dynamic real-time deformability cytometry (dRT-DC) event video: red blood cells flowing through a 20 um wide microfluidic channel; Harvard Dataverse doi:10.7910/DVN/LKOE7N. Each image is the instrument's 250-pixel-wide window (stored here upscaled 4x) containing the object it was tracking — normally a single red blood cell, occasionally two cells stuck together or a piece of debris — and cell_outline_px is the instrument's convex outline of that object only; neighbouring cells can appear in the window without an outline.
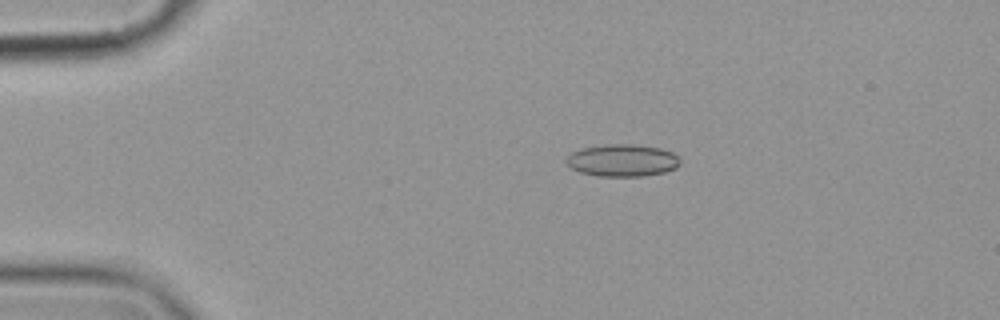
{"species": "common noctule bat (a hibernating species)", "species_latin": "Nyctalus noctula", "temperature_condition": "cold", "stored_images_in_passage": 57, "camera_frame_rate_fps": 3000, "um_per_image_px": 0.085, "animal": {"sex": "female", "body_mass_g": 19.9}, "frame": {"image": 1, "passage_image": 12, "time_ms": 3.667, "image_size_px": [1000, 320], "cell_outline_px": [[680, 164], [676, 168], [664, 172], [644, 176], [596, 176], [580, 172], [572, 168], [564, 160], [572, 152], [580, 148], [604, 144], [632, 144], [660, 148], [672, 152], [680, 160]], "centroid_in_image_um": [52.88, 13.63], "position_along_channel_um": 32.1, "area_um2": 21.44}}
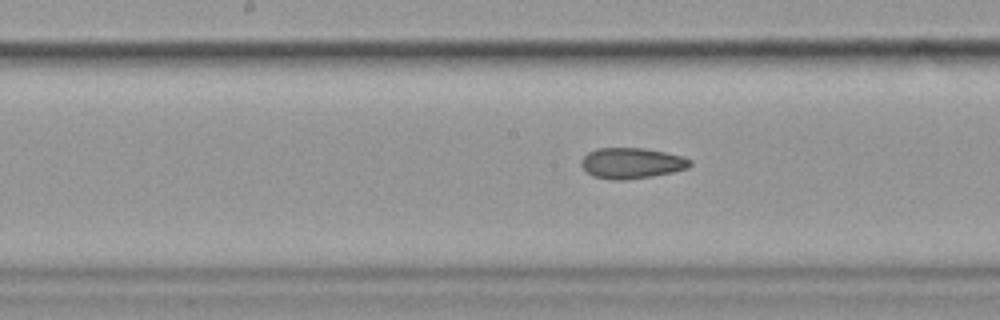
{"frame": {"image": 2, "passage_image": 30, "time_ms": 9.667, "image_size_px": [1000, 320], "cell_outline_px": [[692, 164], [688, 168], [672, 172], [652, 176], [624, 180], [612, 180], [592, 176], [580, 164], [580, 160], [588, 152], [596, 148], [644, 148], [684, 156], [692, 160]], "centroid_in_image_um": [53.69, 13.86], "position_along_channel_um": 194.5, "area_um2": 19.59}}
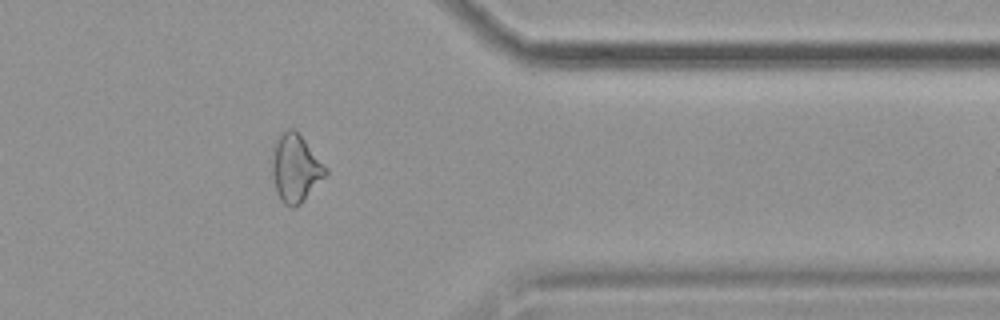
{"frame": {"image": 3, "passage_image": 47, "time_ms": 15.333, "image_size_px": [1000, 320], "cell_outline_px": [[328, 172], [300, 204], [296, 208], [292, 208], [284, 204], [280, 200], [276, 192], [272, 176], [272, 160], [276, 140], [288, 128], [292, 128], [304, 140], [328, 168]], "centroid_in_image_um": [25.11, 14.34], "position_along_channel_um": 386.3, "area_um2": 20.75}, "authors_computed_cell_mechanics": {"area_um2": 20.7502, "velocity_mm_per_s": 3.5798, "shape_relaxation_time_tau1_ms": null, "shape_relaxation_time_tau2_ms": 3.0056, "deformation_change_tau1": null, "deformation_change_tau2": 0.1059}}